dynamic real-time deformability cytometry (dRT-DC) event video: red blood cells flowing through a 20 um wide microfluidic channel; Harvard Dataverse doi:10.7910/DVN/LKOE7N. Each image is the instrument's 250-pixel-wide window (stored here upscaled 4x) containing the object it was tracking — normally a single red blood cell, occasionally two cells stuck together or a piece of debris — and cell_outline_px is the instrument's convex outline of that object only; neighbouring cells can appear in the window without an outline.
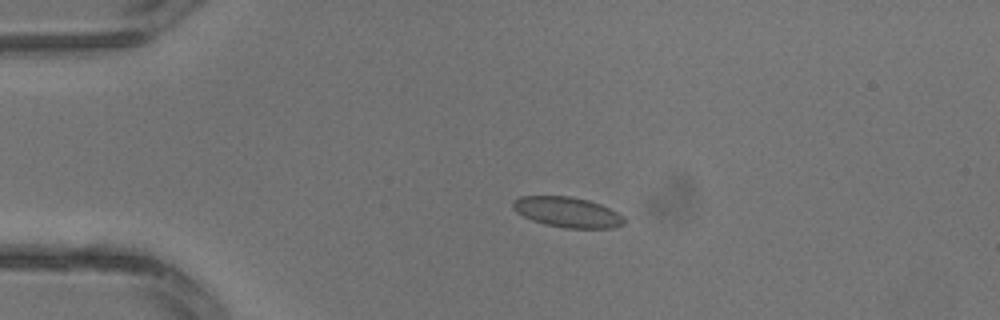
{"species": "common noctule bat (a hibernating species)", "species_latin": "Nyctalus noctula", "temperature_condition": "warm", "stored_images_in_passage": 3, "camera_frame_rate_fps": 3000, "um_per_image_px": 0.085, "animal": {"sex": "male", "body_mass_g": 13.3}, "frame": {"image": 1, "passage_image": 3, "time_ms": 0.667, "image_size_px": [1000, 320], "cell_outline_px": [[624, 224], [612, 228], [564, 228], [544, 224], [532, 220], [516, 212], [512, 208], [512, 200], [520, 196], [568, 196], [588, 200], [600, 204], [624, 216]], "centroid_in_image_um": [48.19, 18.03], "position_along_channel_um": 36.8, "area_um2": 19.65}}